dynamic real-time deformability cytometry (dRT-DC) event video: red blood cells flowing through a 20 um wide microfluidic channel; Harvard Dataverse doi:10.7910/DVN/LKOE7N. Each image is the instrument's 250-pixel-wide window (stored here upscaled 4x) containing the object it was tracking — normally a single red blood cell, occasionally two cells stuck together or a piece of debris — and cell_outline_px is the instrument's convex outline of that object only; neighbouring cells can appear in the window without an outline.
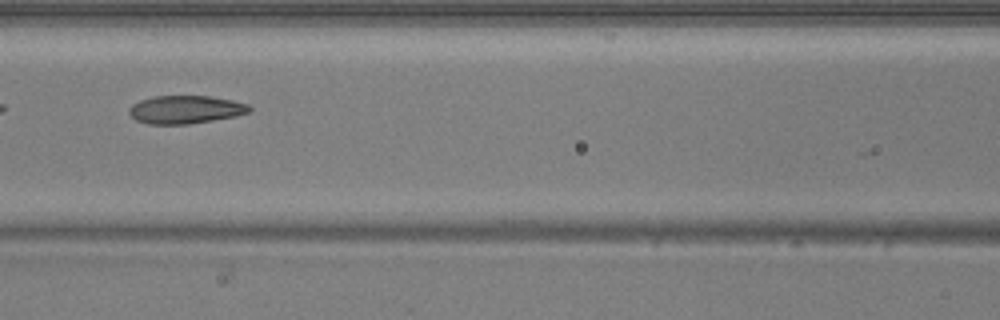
{"species": "common noctule bat (a hibernating species)", "species_latin": "Nyctalus noctula", "temperature_condition": "warm", "stored_images_in_passage": 14, "camera_frame_rate_fps": 3000, "um_per_image_px": 0.085, "animal": {"sex": "male", "body_mass_g": 20.5, "forearm_length_mm": 52.5}, "frame": {"image": 1, "passage_image": 7, "time_ms": 2.0, "image_size_px": [1000, 320], "cell_outline_px": [[252, 112], [236, 116], [188, 124], [148, 124], [136, 120], [128, 112], [128, 108], [132, 104], [140, 100], [152, 96], [208, 96], [232, 100], [248, 104], [252, 108]], "centroid_in_image_um": [15.77, 9.31], "position_along_channel_um": 150.8, "area_um2": 19.77}}
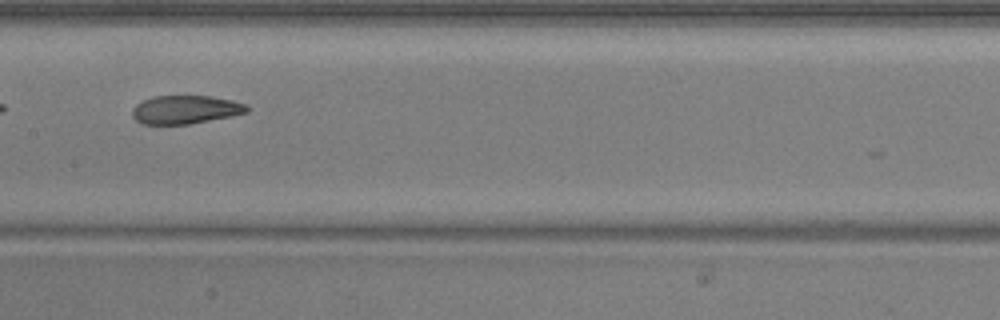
{"frame": {"image": 2, "passage_image": 10, "time_ms": 3.0, "image_size_px": [1000, 320], "cell_outline_px": [[252, 108], [248, 112], [232, 116], [188, 124], [140, 124], [132, 116], [132, 108], [140, 100], [152, 96], [212, 96], [232, 100], [248, 104]], "centroid_in_image_um": [15.77, 9.31], "position_along_channel_um": 191.6, "area_um2": 19.31}}